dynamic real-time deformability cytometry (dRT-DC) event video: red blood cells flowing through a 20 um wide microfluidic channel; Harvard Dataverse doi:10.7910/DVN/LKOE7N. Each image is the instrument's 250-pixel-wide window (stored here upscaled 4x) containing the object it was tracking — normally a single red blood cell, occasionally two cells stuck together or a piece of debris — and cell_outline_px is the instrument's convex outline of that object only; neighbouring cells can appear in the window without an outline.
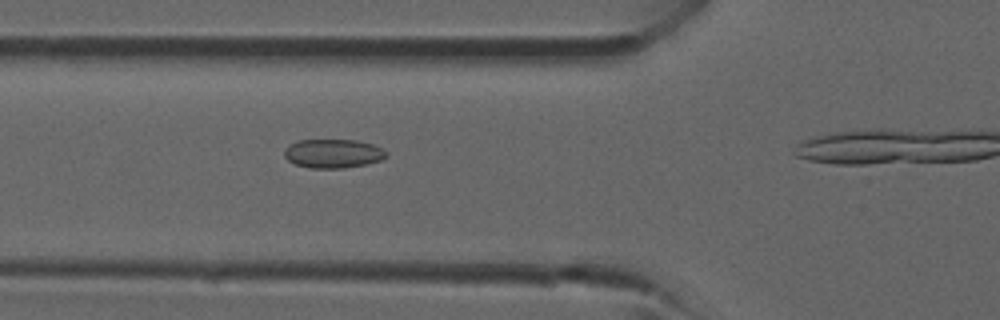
{"species": "common noctule bat (a hibernating species)", "species_latin": "Nyctalus noctula", "temperature_condition": "room temperature", "stored_images_in_passage": 11, "camera_frame_rate_fps": 3000, "um_per_image_px": 0.085, "animal": {"sex": "male", "forearm_length_mm": 52.5}, "frame": {"image": 1, "passage_image": 8, "time_ms": 2.333, "image_size_px": [1000, 320], "cell_outline_px": [[388, 156], [380, 160], [364, 164], [340, 168], [308, 168], [296, 164], [288, 160], [284, 156], [284, 148], [300, 140], [356, 140], [372, 144], [388, 152]], "centroid_in_image_um": [28.3, 13.05], "position_along_channel_um": 97.5, "area_um2": 16.99}}
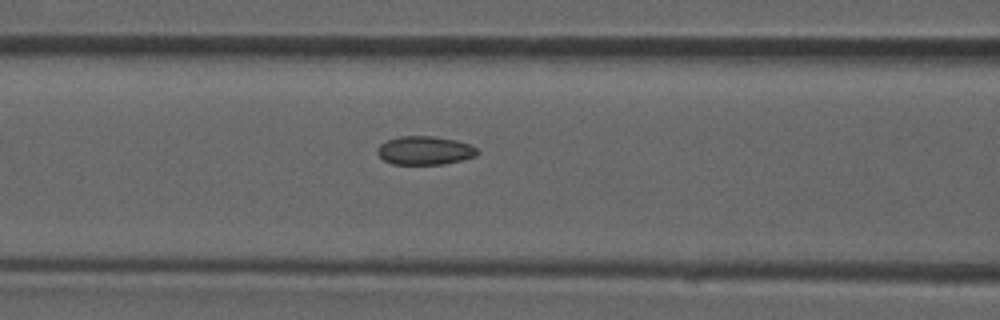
{"frame": {"image": 2, "passage_image": 10, "time_ms": 3.0, "image_size_px": [1000, 320], "cell_outline_px": [[480, 152], [476, 156], [444, 164], [392, 164], [384, 160], [376, 152], [376, 148], [380, 144], [388, 140], [400, 136], [432, 136], [456, 140], [468, 144], [476, 148]], "centroid_in_image_um": [36.09, 12.79], "position_along_channel_um": 130.5, "area_um2": 16.59}}